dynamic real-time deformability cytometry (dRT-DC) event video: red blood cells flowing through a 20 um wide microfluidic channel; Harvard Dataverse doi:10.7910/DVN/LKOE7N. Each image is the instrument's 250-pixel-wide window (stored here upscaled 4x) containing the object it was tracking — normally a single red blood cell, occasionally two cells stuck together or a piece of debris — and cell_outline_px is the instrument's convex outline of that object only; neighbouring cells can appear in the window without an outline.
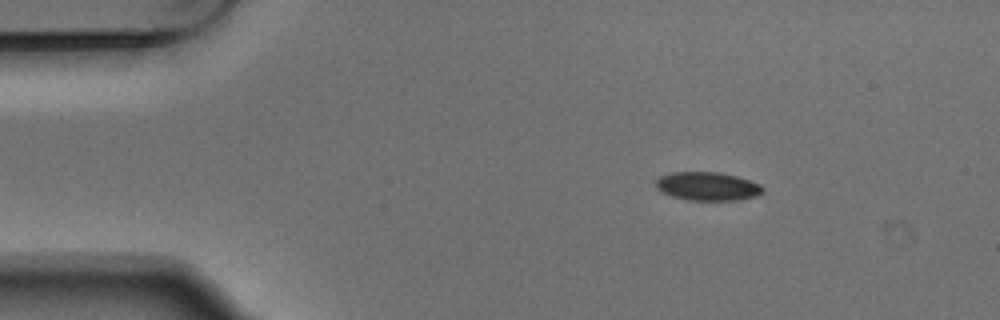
{"species": "Egyptian fruit bat (a non-hibernating species)", "species_latin": "Rousettus aegyptiacus", "temperature_condition": "warm", "stored_images_in_passage": 3, "camera_frame_rate_fps": 3000, "um_per_image_px": 0.085, "animal": {"sex": "male"}, "frame": {"image": 1, "passage_image": 1, "time_ms": 0.0, "image_size_px": [1000, 320], "cell_outline_px": [[764, 192], [756, 196], [740, 200], [688, 200], [672, 196], [656, 188], [656, 180], [660, 176], [672, 172], [720, 172], [736, 176], [760, 184], [764, 188]], "centroid_in_image_um": [60.16, 15.83], "position_along_channel_um": 24.8, "area_um2": 17.74}}